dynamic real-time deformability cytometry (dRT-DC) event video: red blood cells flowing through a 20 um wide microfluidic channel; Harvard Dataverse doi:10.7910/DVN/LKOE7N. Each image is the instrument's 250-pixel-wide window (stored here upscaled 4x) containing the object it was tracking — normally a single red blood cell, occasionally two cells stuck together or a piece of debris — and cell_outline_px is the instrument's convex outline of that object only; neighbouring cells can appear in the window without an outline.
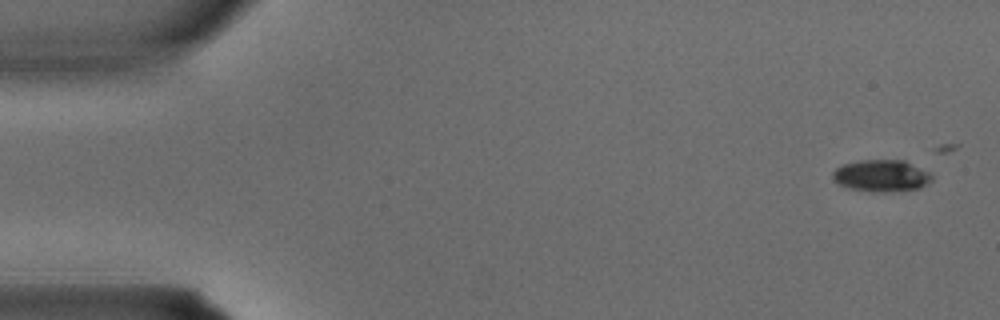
{"species": "common noctule bat (a hibernating species)", "species_latin": "Nyctalus noctula", "temperature_condition": "warm", "stored_images_in_passage": 3, "camera_frame_rate_fps": 3000, "um_per_image_px": 0.085, "animal": {"sex": "male", "body_mass_g": 15.6}, "frame": {"image": 1, "passage_image": 1, "time_ms": 0.0, "image_size_px": [1000, 320], "cell_outline_px": [[932, 180], [928, 184], [920, 188], [892, 192], [872, 192], [848, 188], [836, 184], [832, 180], [832, 172], [836, 168], [844, 164], [860, 160], [904, 160], [932, 172]], "centroid_in_image_um": [74.93, 14.95], "position_along_channel_um": 10.1, "area_um2": 18.84}}